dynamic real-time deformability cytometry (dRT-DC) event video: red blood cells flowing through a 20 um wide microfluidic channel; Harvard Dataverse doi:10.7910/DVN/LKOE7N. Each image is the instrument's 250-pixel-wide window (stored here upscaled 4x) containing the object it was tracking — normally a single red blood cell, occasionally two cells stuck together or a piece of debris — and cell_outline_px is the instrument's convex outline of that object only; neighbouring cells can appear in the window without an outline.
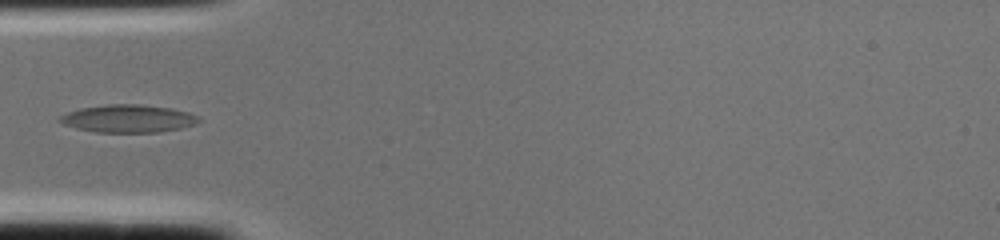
{"species": "common noctule bat (a hibernating species)", "species_latin": "Nyctalus noctula", "temperature_condition": "cold", "stored_images_in_passage": 3, "camera_frame_rate_fps": 3000, "um_per_image_px": 0.085, "animal": {"sex": "female", "body_mass_g": 22.0, "forearm_length_mm": 56.7}, "frame": {"image": 1, "passage_image": 3, "time_ms": 0.667, "image_size_px": [1000, 240], "cell_outline_px": [[200, 120], [196, 124], [180, 128], [160, 132], [96, 132], [76, 128], [64, 124], [56, 120], [60, 116], [68, 112], [80, 108], [108, 104], [140, 104], [172, 108], [188, 112], [200, 116]], "centroid_in_image_um": [10.91, 10.07], "position_along_channel_um": 74.1, "area_um2": 22.54}}